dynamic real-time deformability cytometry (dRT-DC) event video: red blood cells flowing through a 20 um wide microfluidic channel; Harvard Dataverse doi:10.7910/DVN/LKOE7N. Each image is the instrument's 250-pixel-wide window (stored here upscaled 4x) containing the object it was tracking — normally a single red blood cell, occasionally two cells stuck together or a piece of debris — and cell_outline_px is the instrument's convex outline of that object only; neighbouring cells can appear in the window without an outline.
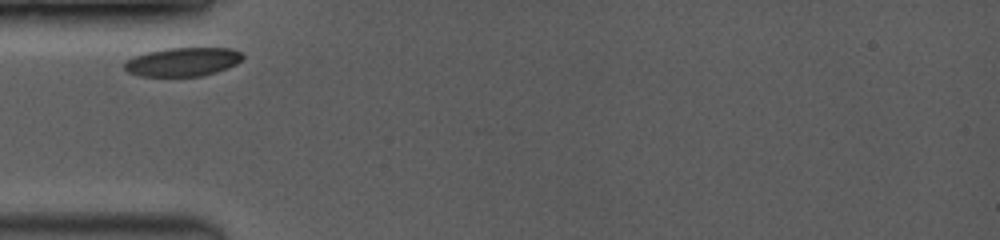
{"species": "common noctule bat (a hibernating species)", "species_latin": "Nyctalus noctula", "temperature_condition": "room temperature", "stored_images_in_passage": 43, "camera_frame_rate_fps": 3500, "um_per_image_px": 0.085, "animal": {"sex": "female", "body_mass_g": 19.0, "forearm_length_mm": 53.3}, "frame": {"image": 1, "passage_image": 1, "time_ms": 0.0, "image_size_px": [1000, 240], "cell_outline_px": [[244, 56], [236, 64], [228, 68], [216, 72], [200, 76], [140, 76], [128, 72], [124, 68], [124, 64], [128, 60], [136, 56], [148, 52], [168, 48], [228, 48], [240, 52]], "centroid_in_image_um": [15.54, 5.26], "position_along_channel_um": 69.5, "area_um2": 19.54}}
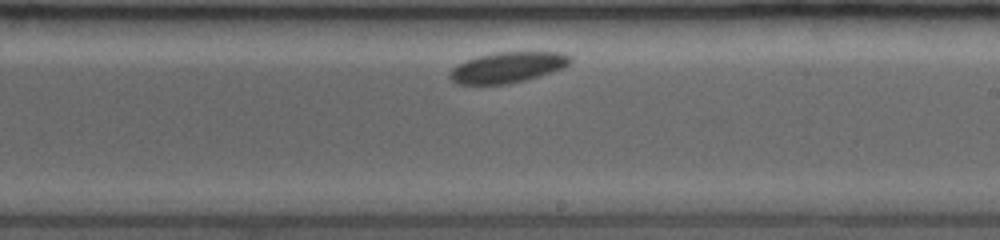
{"frame": {"image": 2, "passage_image": 27, "time_ms": 4.857, "image_size_px": [1000, 240], "cell_outline_px": [[572, 60], [568, 64], [560, 68], [524, 80], [508, 84], [456, 84], [448, 76], [448, 72], [456, 64], [480, 56], [496, 52], [564, 52], [572, 56]], "centroid_in_image_um": [43.1, 5.72], "position_along_channel_um": 245.9, "area_um2": 21.27}}
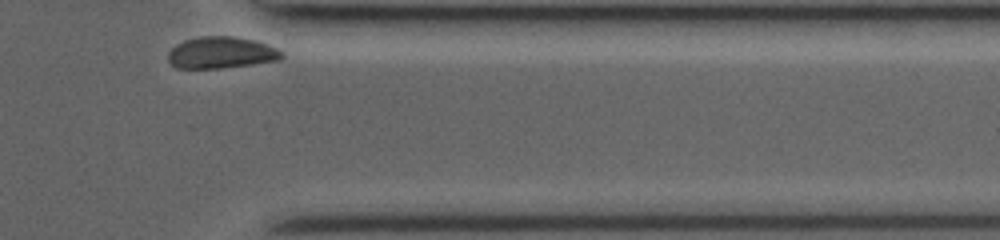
{"frame": {"image": 3, "passage_image": 43, "time_ms": 8.857, "image_size_px": [1000, 240], "cell_outline_px": [[284, 56], [280, 60], [252, 64], [220, 68], [176, 68], [168, 60], [168, 52], [176, 44], [184, 40], [200, 36], [232, 36], [256, 40], [268, 44], [284, 52]], "centroid_in_image_um": [18.82, 4.47], "position_along_channel_um": 392.6, "area_um2": 21.1}}